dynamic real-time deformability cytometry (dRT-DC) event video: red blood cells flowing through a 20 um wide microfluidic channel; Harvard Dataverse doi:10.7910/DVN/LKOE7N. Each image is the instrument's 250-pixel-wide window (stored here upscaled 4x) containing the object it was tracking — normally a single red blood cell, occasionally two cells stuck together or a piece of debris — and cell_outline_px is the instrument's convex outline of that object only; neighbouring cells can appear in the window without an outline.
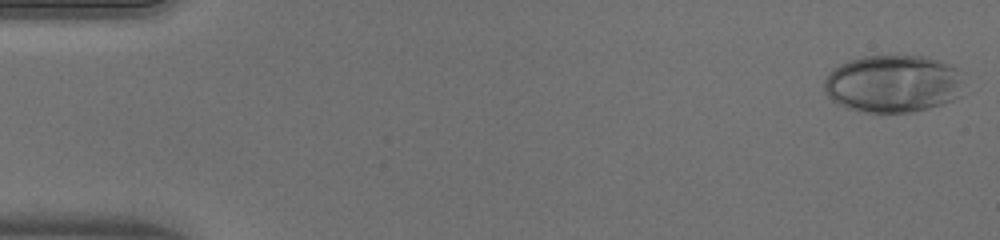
{"species": "human", "species_latin": "Homo sapiens", "temperature_condition": "warm", "stored_images_in_passage": 51, "camera_frame_rate_fps": 3000, "um_per_image_px": 0.085, "donor": {"sex": "male"}, "frame": {"image": 1, "passage_image": 2, "time_ms": 0.333, "image_size_px": [1000, 240], "cell_outline_px": [[960, 96], [952, 100], [928, 108], [908, 112], [860, 112], [848, 108], [832, 100], [824, 92], [824, 80], [828, 72], [832, 68], [848, 60], [864, 56], [924, 56], [936, 60], [956, 68]], "centroid_in_image_um": [75.8, 7.12], "position_along_channel_um": 9.2, "area_um2": 46.3}}
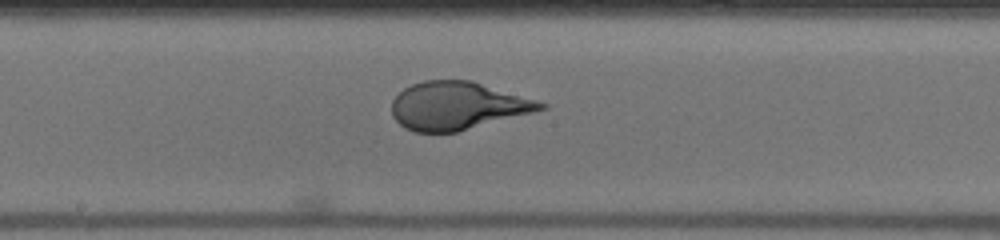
{"frame": {"image": 2, "passage_image": 28, "time_ms": 9.0, "image_size_px": [1000, 240], "cell_outline_px": [[548, 108], [456, 132], [416, 132], [404, 128], [392, 116], [392, 100], [404, 88], [412, 84], [424, 80], [472, 80], [536, 100], [548, 104]], "centroid_in_image_um": [38.86, 8.98], "position_along_channel_um": 209.3, "area_um2": 41.33}}
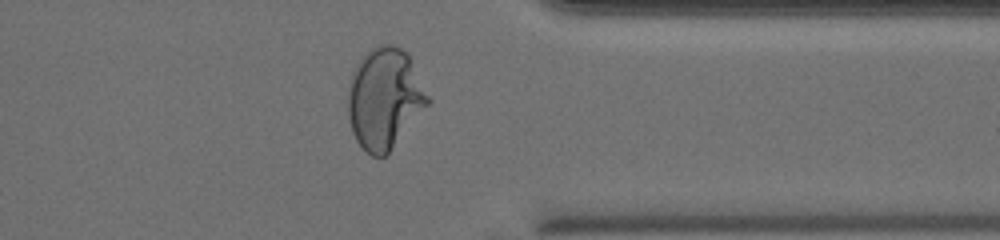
{"frame": {"image": 3, "passage_image": 41, "time_ms": 13.333, "image_size_px": [1000, 240], "cell_outline_px": [[432, 100], [388, 152], [384, 156], [372, 156], [356, 140], [352, 132], [348, 116], [348, 84], [352, 72], [360, 60], [372, 48], [380, 44], [392, 44], [400, 48], [408, 56]], "centroid_in_image_um": [32.67, 8.36], "position_along_channel_um": 378.7, "area_um2": 46.24}, "authors_computed_cell_mechanics": {"area_um2": 44.3904, "velocity_mm_per_s": 4.0526, "shape_relaxation_time_tau1_ms": 5.5012, "shape_relaxation_time_tau2_ms": null, "deformation_change_tau1": 0.2939, "deformation_change_tau2": null}}